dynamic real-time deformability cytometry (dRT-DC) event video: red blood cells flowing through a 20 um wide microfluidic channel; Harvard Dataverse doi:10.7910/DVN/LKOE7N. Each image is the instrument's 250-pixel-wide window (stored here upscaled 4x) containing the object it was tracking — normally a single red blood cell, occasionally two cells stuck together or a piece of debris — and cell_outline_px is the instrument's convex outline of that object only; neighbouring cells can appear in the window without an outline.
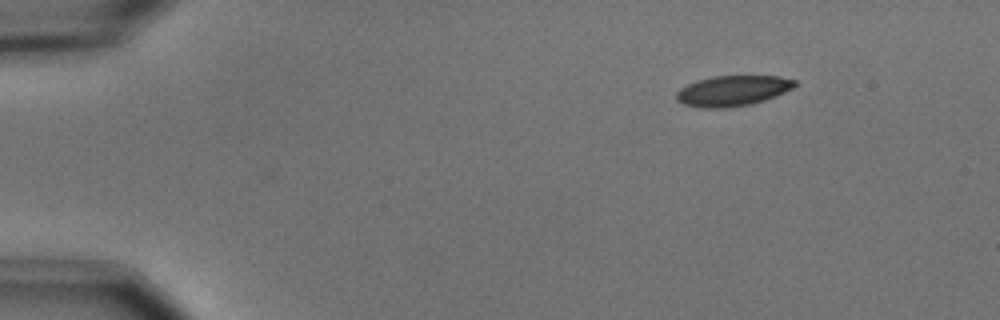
{"species": "common noctule bat (a hibernating species)", "species_latin": "Nyctalus noctula", "temperature_condition": "cold", "stored_images_in_passage": 41, "camera_frame_rate_fps": 3000, "um_per_image_px": 0.085, "animal": {"sex": "male", "body_mass_g": 15.6}, "frame": {"image": 1, "passage_image": 1, "time_ms": 0.0, "image_size_px": [1000, 320], "cell_outline_px": [[796, 84], [792, 88], [776, 96], [752, 104], [724, 108], [700, 108], [684, 104], [676, 100], [676, 92], [680, 88], [696, 80], [712, 76], [780, 76], [796, 80]], "centroid_in_image_um": [62.25, 7.71], "position_along_channel_um": 22.7, "area_um2": 21.1}}
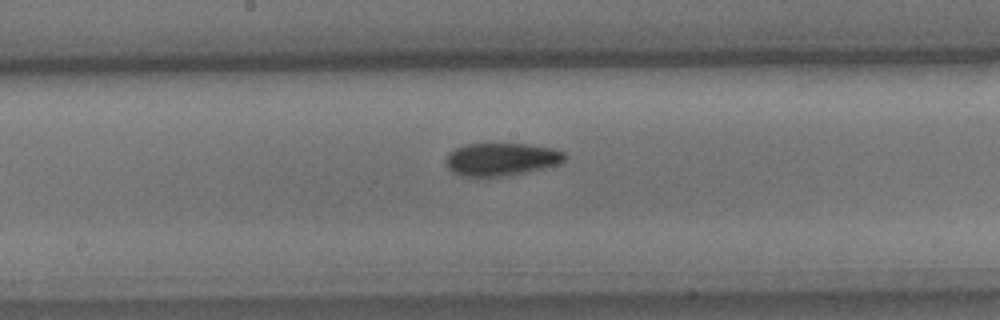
{"frame": {"image": 2, "passage_image": 23, "time_ms": 7.333, "image_size_px": [1000, 320], "cell_outline_px": [[568, 156], [560, 164], [504, 176], [460, 176], [452, 172], [448, 168], [448, 152], [464, 144], [528, 144], [552, 148], [564, 152]], "centroid_in_image_um": [42.62, 13.53], "position_along_channel_um": 205.6, "area_um2": 22.48}}
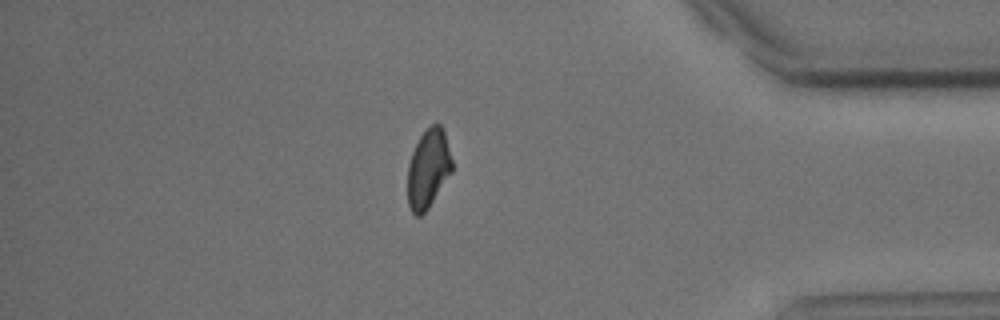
{"frame": {"image": 3, "passage_image": 41, "time_ms": 13.333, "image_size_px": [1000, 320], "cell_outline_px": [[452, 172], [428, 208], [420, 216], [416, 216], [412, 212], [408, 204], [408, 164], [412, 152], [420, 136], [432, 124], [440, 124], [444, 128], [452, 160]], "centroid_in_image_um": [36.41, 14.33], "position_along_channel_um": 398.8, "area_um2": 20.35}, "authors_computed_cell_mechanics": {"area_um2": 22.3108, "velocity_mm_per_s": 3.686, "shape_relaxation_time_tau1_ms": 3.6262, "shape_relaxation_time_tau2_ms": 4.6775, "deformation_change_tau1": 0.1137, "deformation_change_tau2": 0.103}}